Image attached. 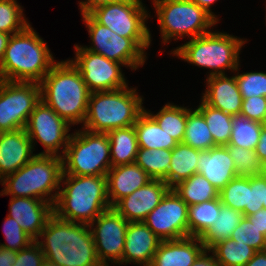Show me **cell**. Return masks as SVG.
Instances as JSON below:
<instances>
[{"label":"cell","mask_w":266,"mask_h":266,"mask_svg":"<svg viewBox=\"0 0 266 266\" xmlns=\"http://www.w3.org/2000/svg\"><path fill=\"white\" fill-rule=\"evenodd\" d=\"M46 259L59 266H102L88 224L67 221L54 213L49 217L39 237Z\"/></svg>","instance_id":"cell-1"},{"label":"cell","mask_w":266,"mask_h":266,"mask_svg":"<svg viewBox=\"0 0 266 266\" xmlns=\"http://www.w3.org/2000/svg\"><path fill=\"white\" fill-rule=\"evenodd\" d=\"M39 84L47 106L70 125L84 123L91 92L69 59L56 62Z\"/></svg>","instance_id":"cell-2"},{"label":"cell","mask_w":266,"mask_h":266,"mask_svg":"<svg viewBox=\"0 0 266 266\" xmlns=\"http://www.w3.org/2000/svg\"><path fill=\"white\" fill-rule=\"evenodd\" d=\"M55 63L46 42L28 24L10 36L0 61V80L40 83Z\"/></svg>","instance_id":"cell-3"},{"label":"cell","mask_w":266,"mask_h":266,"mask_svg":"<svg viewBox=\"0 0 266 266\" xmlns=\"http://www.w3.org/2000/svg\"><path fill=\"white\" fill-rule=\"evenodd\" d=\"M61 182L66 186L58 191L53 205V213L57 217L89 225L102 212L111 208L106 175L62 174Z\"/></svg>","instance_id":"cell-4"},{"label":"cell","mask_w":266,"mask_h":266,"mask_svg":"<svg viewBox=\"0 0 266 266\" xmlns=\"http://www.w3.org/2000/svg\"><path fill=\"white\" fill-rule=\"evenodd\" d=\"M136 90L126 86L90 93L82 128L91 132L107 133L113 129L134 125L145 110L143 99Z\"/></svg>","instance_id":"cell-5"},{"label":"cell","mask_w":266,"mask_h":266,"mask_svg":"<svg viewBox=\"0 0 266 266\" xmlns=\"http://www.w3.org/2000/svg\"><path fill=\"white\" fill-rule=\"evenodd\" d=\"M62 174L61 157L36 154L19 170L0 180L5 187L0 195L41 199L54 205L58 195L55 190L62 187Z\"/></svg>","instance_id":"cell-6"},{"label":"cell","mask_w":266,"mask_h":266,"mask_svg":"<svg viewBox=\"0 0 266 266\" xmlns=\"http://www.w3.org/2000/svg\"><path fill=\"white\" fill-rule=\"evenodd\" d=\"M246 41L222 32H209L192 38L172 54L195 66L210 68L208 77L225 74L224 69L238 71L239 54Z\"/></svg>","instance_id":"cell-7"},{"label":"cell","mask_w":266,"mask_h":266,"mask_svg":"<svg viewBox=\"0 0 266 266\" xmlns=\"http://www.w3.org/2000/svg\"><path fill=\"white\" fill-rule=\"evenodd\" d=\"M61 158L63 174L106 175L112 167L109 137L107 133L78 130L71 135Z\"/></svg>","instance_id":"cell-8"},{"label":"cell","mask_w":266,"mask_h":266,"mask_svg":"<svg viewBox=\"0 0 266 266\" xmlns=\"http://www.w3.org/2000/svg\"><path fill=\"white\" fill-rule=\"evenodd\" d=\"M163 43L185 35L195 38L211 32L218 21L191 0H153Z\"/></svg>","instance_id":"cell-9"},{"label":"cell","mask_w":266,"mask_h":266,"mask_svg":"<svg viewBox=\"0 0 266 266\" xmlns=\"http://www.w3.org/2000/svg\"><path fill=\"white\" fill-rule=\"evenodd\" d=\"M141 1L113 2L95 8L89 14L118 35L131 38L144 52L151 43L145 24L148 17Z\"/></svg>","instance_id":"cell-10"},{"label":"cell","mask_w":266,"mask_h":266,"mask_svg":"<svg viewBox=\"0 0 266 266\" xmlns=\"http://www.w3.org/2000/svg\"><path fill=\"white\" fill-rule=\"evenodd\" d=\"M40 101L39 83L0 80V133L25 128Z\"/></svg>","instance_id":"cell-11"},{"label":"cell","mask_w":266,"mask_h":266,"mask_svg":"<svg viewBox=\"0 0 266 266\" xmlns=\"http://www.w3.org/2000/svg\"><path fill=\"white\" fill-rule=\"evenodd\" d=\"M82 18L93 44L83 47L84 49L131 67L132 70L144 65L146 53L131 38L118 35L98 23L90 14L82 15Z\"/></svg>","instance_id":"cell-12"},{"label":"cell","mask_w":266,"mask_h":266,"mask_svg":"<svg viewBox=\"0 0 266 266\" xmlns=\"http://www.w3.org/2000/svg\"><path fill=\"white\" fill-rule=\"evenodd\" d=\"M70 128L68 122L41 100L31 112L25 130L32 144L37 139L45 148L39 155L62 157L71 137ZM61 147H64L62 155L58 153Z\"/></svg>","instance_id":"cell-13"},{"label":"cell","mask_w":266,"mask_h":266,"mask_svg":"<svg viewBox=\"0 0 266 266\" xmlns=\"http://www.w3.org/2000/svg\"><path fill=\"white\" fill-rule=\"evenodd\" d=\"M76 56L70 60L79 70L88 90L92 92L111 91L127 85L121 65L101 54L91 52L83 46L75 45Z\"/></svg>","instance_id":"cell-14"},{"label":"cell","mask_w":266,"mask_h":266,"mask_svg":"<svg viewBox=\"0 0 266 266\" xmlns=\"http://www.w3.org/2000/svg\"><path fill=\"white\" fill-rule=\"evenodd\" d=\"M94 222L97 224L96 226H94ZM128 223L121 214L111 207L89 224L96 254L102 266H109L108 261L114 264L118 263L117 265L122 264Z\"/></svg>","instance_id":"cell-15"},{"label":"cell","mask_w":266,"mask_h":266,"mask_svg":"<svg viewBox=\"0 0 266 266\" xmlns=\"http://www.w3.org/2000/svg\"><path fill=\"white\" fill-rule=\"evenodd\" d=\"M188 205L170 188L143 221L162 241L188 237Z\"/></svg>","instance_id":"cell-16"},{"label":"cell","mask_w":266,"mask_h":266,"mask_svg":"<svg viewBox=\"0 0 266 266\" xmlns=\"http://www.w3.org/2000/svg\"><path fill=\"white\" fill-rule=\"evenodd\" d=\"M170 189L163 180L152 179L143 187L119 200L113 208L128 222H143Z\"/></svg>","instance_id":"cell-17"},{"label":"cell","mask_w":266,"mask_h":266,"mask_svg":"<svg viewBox=\"0 0 266 266\" xmlns=\"http://www.w3.org/2000/svg\"><path fill=\"white\" fill-rule=\"evenodd\" d=\"M162 242L144 222H129L125 234L122 264L150 266Z\"/></svg>","instance_id":"cell-18"},{"label":"cell","mask_w":266,"mask_h":266,"mask_svg":"<svg viewBox=\"0 0 266 266\" xmlns=\"http://www.w3.org/2000/svg\"><path fill=\"white\" fill-rule=\"evenodd\" d=\"M32 144L25 128L0 133V179L13 174L29 162L33 154Z\"/></svg>","instance_id":"cell-19"},{"label":"cell","mask_w":266,"mask_h":266,"mask_svg":"<svg viewBox=\"0 0 266 266\" xmlns=\"http://www.w3.org/2000/svg\"><path fill=\"white\" fill-rule=\"evenodd\" d=\"M10 213L22 229L35 241L44 229L47 220L53 214V205L41 199L12 197L9 203Z\"/></svg>","instance_id":"cell-20"},{"label":"cell","mask_w":266,"mask_h":266,"mask_svg":"<svg viewBox=\"0 0 266 266\" xmlns=\"http://www.w3.org/2000/svg\"><path fill=\"white\" fill-rule=\"evenodd\" d=\"M207 88L202 100L226 114L236 116L241 113L242 95L238 89L235 76L226 74L207 77Z\"/></svg>","instance_id":"cell-21"},{"label":"cell","mask_w":266,"mask_h":266,"mask_svg":"<svg viewBox=\"0 0 266 266\" xmlns=\"http://www.w3.org/2000/svg\"><path fill=\"white\" fill-rule=\"evenodd\" d=\"M198 173L202 174L219 192L237 176L236 167L226 146L199 150Z\"/></svg>","instance_id":"cell-22"},{"label":"cell","mask_w":266,"mask_h":266,"mask_svg":"<svg viewBox=\"0 0 266 266\" xmlns=\"http://www.w3.org/2000/svg\"><path fill=\"white\" fill-rule=\"evenodd\" d=\"M106 178L111 207L152 180L136 163L111 167L106 174Z\"/></svg>","instance_id":"cell-23"},{"label":"cell","mask_w":266,"mask_h":266,"mask_svg":"<svg viewBox=\"0 0 266 266\" xmlns=\"http://www.w3.org/2000/svg\"><path fill=\"white\" fill-rule=\"evenodd\" d=\"M204 249V244L198 237L165 240L160 243L151 265L191 266Z\"/></svg>","instance_id":"cell-24"},{"label":"cell","mask_w":266,"mask_h":266,"mask_svg":"<svg viewBox=\"0 0 266 266\" xmlns=\"http://www.w3.org/2000/svg\"><path fill=\"white\" fill-rule=\"evenodd\" d=\"M199 150L185 143H177L171 150V163L167 174L170 188L198 173Z\"/></svg>","instance_id":"cell-25"},{"label":"cell","mask_w":266,"mask_h":266,"mask_svg":"<svg viewBox=\"0 0 266 266\" xmlns=\"http://www.w3.org/2000/svg\"><path fill=\"white\" fill-rule=\"evenodd\" d=\"M139 148L172 150L177 141L144 110L134 124Z\"/></svg>","instance_id":"cell-26"},{"label":"cell","mask_w":266,"mask_h":266,"mask_svg":"<svg viewBox=\"0 0 266 266\" xmlns=\"http://www.w3.org/2000/svg\"><path fill=\"white\" fill-rule=\"evenodd\" d=\"M112 167L135 163L139 149L134 125L107 132Z\"/></svg>","instance_id":"cell-27"},{"label":"cell","mask_w":266,"mask_h":266,"mask_svg":"<svg viewBox=\"0 0 266 266\" xmlns=\"http://www.w3.org/2000/svg\"><path fill=\"white\" fill-rule=\"evenodd\" d=\"M243 213L221 203V209L217 219L201 237L205 249L210 250L215 244L229 239L233 230L243 219Z\"/></svg>","instance_id":"cell-28"},{"label":"cell","mask_w":266,"mask_h":266,"mask_svg":"<svg viewBox=\"0 0 266 266\" xmlns=\"http://www.w3.org/2000/svg\"><path fill=\"white\" fill-rule=\"evenodd\" d=\"M173 189L188 206L219 198V190L200 173L179 182Z\"/></svg>","instance_id":"cell-29"},{"label":"cell","mask_w":266,"mask_h":266,"mask_svg":"<svg viewBox=\"0 0 266 266\" xmlns=\"http://www.w3.org/2000/svg\"><path fill=\"white\" fill-rule=\"evenodd\" d=\"M221 209V200L215 198L188 206V236L200 238L217 219Z\"/></svg>","instance_id":"cell-30"},{"label":"cell","mask_w":266,"mask_h":266,"mask_svg":"<svg viewBox=\"0 0 266 266\" xmlns=\"http://www.w3.org/2000/svg\"><path fill=\"white\" fill-rule=\"evenodd\" d=\"M182 143L200 151L216 147L206 121L197 109L193 111L186 107V129Z\"/></svg>","instance_id":"cell-31"},{"label":"cell","mask_w":266,"mask_h":266,"mask_svg":"<svg viewBox=\"0 0 266 266\" xmlns=\"http://www.w3.org/2000/svg\"><path fill=\"white\" fill-rule=\"evenodd\" d=\"M196 109L203 115L215 145H228L232 132L233 116L206 104L203 100Z\"/></svg>","instance_id":"cell-32"},{"label":"cell","mask_w":266,"mask_h":266,"mask_svg":"<svg viewBox=\"0 0 266 266\" xmlns=\"http://www.w3.org/2000/svg\"><path fill=\"white\" fill-rule=\"evenodd\" d=\"M135 163L152 179L163 180L167 184L171 150L139 148Z\"/></svg>","instance_id":"cell-33"},{"label":"cell","mask_w":266,"mask_h":266,"mask_svg":"<svg viewBox=\"0 0 266 266\" xmlns=\"http://www.w3.org/2000/svg\"><path fill=\"white\" fill-rule=\"evenodd\" d=\"M158 125L172 136L178 143L182 142L186 129V107L165 104L164 107L154 114L145 110Z\"/></svg>","instance_id":"cell-34"},{"label":"cell","mask_w":266,"mask_h":266,"mask_svg":"<svg viewBox=\"0 0 266 266\" xmlns=\"http://www.w3.org/2000/svg\"><path fill=\"white\" fill-rule=\"evenodd\" d=\"M216 256L220 266H244L257 252L246 244L226 239L215 244L210 253Z\"/></svg>","instance_id":"cell-35"},{"label":"cell","mask_w":266,"mask_h":266,"mask_svg":"<svg viewBox=\"0 0 266 266\" xmlns=\"http://www.w3.org/2000/svg\"><path fill=\"white\" fill-rule=\"evenodd\" d=\"M263 124L238 114L233 116L229 145L255 150Z\"/></svg>","instance_id":"cell-36"},{"label":"cell","mask_w":266,"mask_h":266,"mask_svg":"<svg viewBox=\"0 0 266 266\" xmlns=\"http://www.w3.org/2000/svg\"><path fill=\"white\" fill-rule=\"evenodd\" d=\"M221 203L243 213L249 207V177L236 176L219 192Z\"/></svg>","instance_id":"cell-37"},{"label":"cell","mask_w":266,"mask_h":266,"mask_svg":"<svg viewBox=\"0 0 266 266\" xmlns=\"http://www.w3.org/2000/svg\"><path fill=\"white\" fill-rule=\"evenodd\" d=\"M28 24L17 0H0V32L13 35L22 31Z\"/></svg>","instance_id":"cell-38"},{"label":"cell","mask_w":266,"mask_h":266,"mask_svg":"<svg viewBox=\"0 0 266 266\" xmlns=\"http://www.w3.org/2000/svg\"><path fill=\"white\" fill-rule=\"evenodd\" d=\"M228 152L236 167L237 176L259 175L261 170V160L256 155L255 150H249L234 145H226Z\"/></svg>","instance_id":"cell-39"},{"label":"cell","mask_w":266,"mask_h":266,"mask_svg":"<svg viewBox=\"0 0 266 266\" xmlns=\"http://www.w3.org/2000/svg\"><path fill=\"white\" fill-rule=\"evenodd\" d=\"M230 239L243 245H249L256 251L266 250V237L262 234V230H259L245 216L233 230Z\"/></svg>","instance_id":"cell-40"},{"label":"cell","mask_w":266,"mask_h":266,"mask_svg":"<svg viewBox=\"0 0 266 266\" xmlns=\"http://www.w3.org/2000/svg\"><path fill=\"white\" fill-rule=\"evenodd\" d=\"M238 89L242 99L250 97H266V73L265 72H247L235 75Z\"/></svg>","instance_id":"cell-41"},{"label":"cell","mask_w":266,"mask_h":266,"mask_svg":"<svg viewBox=\"0 0 266 266\" xmlns=\"http://www.w3.org/2000/svg\"><path fill=\"white\" fill-rule=\"evenodd\" d=\"M4 237L7 243H1L0 247L18 252L28 247L35 240L29 236L17 221L8 216L5 218L3 225Z\"/></svg>","instance_id":"cell-42"},{"label":"cell","mask_w":266,"mask_h":266,"mask_svg":"<svg viewBox=\"0 0 266 266\" xmlns=\"http://www.w3.org/2000/svg\"><path fill=\"white\" fill-rule=\"evenodd\" d=\"M264 188H266L265 178L259 175L249 177V207L244 209L245 217L264 209Z\"/></svg>","instance_id":"cell-43"},{"label":"cell","mask_w":266,"mask_h":266,"mask_svg":"<svg viewBox=\"0 0 266 266\" xmlns=\"http://www.w3.org/2000/svg\"><path fill=\"white\" fill-rule=\"evenodd\" d=\"M240 114L249 120L266 124V97L254 96L243 99Z\"/></svg>","instance_id":"cell-44"},{"label":"cell","mask_w":266,"mask_h":266,"mask_svg":"<svg viewBox=\"0 0 266 266\" xmlns=\"http://www.w3.org/2000/svg\"><path fill=\"white\" fill-rule=\"evenodd\" d=\"M45 256L39 244L34 241L28 247L17 252L13 266H41Z\"/></svg>","instance_id":"cell-45"},{"label":"cell","mask_w":266,"mask_h":266,"mask_svg":"<svg viewBox=\"0 0 266 266\" xmlns=\"http://www.w3.org/2000/svg\"><path fill=\"white\" fill-rule=\"evenodd\" d=\"M126 1H142V0H85L79 3L81 9V15L89 14L95 8L113 3V2H126Z\"/></svg>","instance_id":"cell-46"},{"label":"cell","mask_w":266,"mask_h":266,"mask_svg":"<svg viewBox=\"0 0 266 266\" xmlns=\"http://www.w3.org/2000/svg\"><path fill=\"white\" fill-rule=\"evenodd\" d=\"M259 230H262V234L266 237V209H262L246 216Z\"/></svg>","instance_id":"cell-47"},{"label":"cell","mask_w":266,"mask_h":266,"mask_svg":"<svg viewBox=\"0 0 266 266\" xmlns=\"http://www.w3.org/2000/svg\"><path fill=\"white\" fill-rule=\"evenodd\" d=\"M208 252L210 250L204 249L191 266H220L216 260V256L214 254L213 256H208Z\"/></svg>","instance_id":"cell-48"},{"label":"cell","mask_w":266,"mask_h":266,"mask_svg":"<svg viewBox=\"0 0 266 266\" xmlns=\"http://www.w3.org/2000/svg\"><path fill=\"white\" fill-rule=\"evenodd\" d=\"M17 252L0 247V266H13Z\"/></svg>","instance_id":"cell-49"},{"label":"cell","mask_w":266,"mask_h":266,"mask_svg":"<svg viewBox=\"0 0 266 266\" xmlns=\"http://www.w3.org/2000/svg\"><path fill=\"white\" fill-rule=\"evenodd\" d=\"M256 155L262 161L266 159V124H263L259 141L255 149Z\"/></svg>","instance_id":"cell-50"},{"label":"cell","mask_w":266,"mask_h":266,"mask_svg":"<svg viewBox=\"0 0 266 266\" xmlns=\"http://www.w3.org/2000/svg\"><path fill=\"white\" fill-rule=\"evenodd\" d=\"M244 266H266V250L257 251Z\"/></svg>","instance_id":"cell-51"},{"label":"cell","mask_w":266,"mask_h":266,"mask_svg":"<svg viewBox=\"0 0 266 266\" xmlns=\"http://www.w3.org/2000/svg\"><path fill=\"white\" fill-rule=\"evenodd\" d=\"M191 1H193L200 7L204 8L209 14H211L218 21V18L210 9L211 4H213L215 1H218V0H191Z\"/></svg>","instance_id":"cell-52"},{"label":"cell","mask_w":266,"mask_h":266,"mask_svg":"<svg viewBox=\"0 0 266 266\" xmlns=\"http://www.w3.org/2000/svg\"><path fill=\"white\" fill-rule=\"evenodd\" d=\"M10 36L11 34L0 32V61L4 56Z\"/></svg>","instance_id":"cell-53"},{"label":"cell","mask_w":266,"mask_h":266,"mask_svg":"<svg viewBox=\"0 0 266 266\" xmlns=\"http://www.w3.org/2000/svg\"><path fill=\"white\" fill-rule=\"evenodd\" d=\"M259 176L266 179V159L261 161V170L259 172Z\"/></svg>","instance_id":"cell-54"},{"label":"cell","mask_w":266,"mask_h":266,"mask_svg":"<svg viewBox=\"0 0 266 266\" xmlns=\"http://www.w3.org/2000/svg\"><path fill=\"white\" fill-rule=\"evenodd\" d=\"M41 266H59L56 263L49 261L48 259H44Z\"/></svg>","instance_id":"cell-55"},{"label":"cell","mask_w":266,"mask_h":266,"mask_svg":"<svg viewBox=\"0 0 266 266\" xmlns=\"http://www.w3.org/2000/svg\"><path fill=\"white\" fill-rule=\"evenodd\" d=\"M264 209H266V188H264V201H263Z\"/></svg>","instance_id":"cell-56"}]
</instances>
